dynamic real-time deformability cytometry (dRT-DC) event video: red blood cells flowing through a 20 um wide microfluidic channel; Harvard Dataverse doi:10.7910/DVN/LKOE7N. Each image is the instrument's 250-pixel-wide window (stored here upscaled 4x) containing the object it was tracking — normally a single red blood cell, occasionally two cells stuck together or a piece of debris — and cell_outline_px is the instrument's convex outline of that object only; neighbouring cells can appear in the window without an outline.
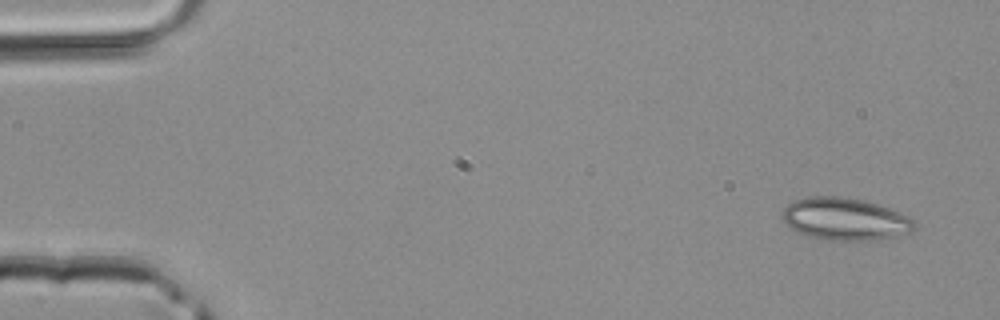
{"species": "common noctule bat (a hibernating species)", "species_latin": "Nyctalus noctula", "temperature_condition": "room temperature", "stored_images_in_passage": 3, "camera_frame_rate_fps": 3000, "um_per_image_px": 0.085, "animal": {"sex": "male", "body_mass_g": 20.4}, "frame": {"image": 1, "passage_image": 1, "time_ms": 0.0, "image_size_px": [1000, 320], "cell_outline_px": [[916, 228], [912, 232], [876, 240], [820, 240], [796, 232], [780, 216], [784, 208], [792, 200], [808, 196], [840, 196], [864, 200], [900, 212], [908, 216], [916, 224]], "centroid_in_image_um": [71.8, 18.62], "position_along_channel_um": 13.2, "area_um2": 32.83}}